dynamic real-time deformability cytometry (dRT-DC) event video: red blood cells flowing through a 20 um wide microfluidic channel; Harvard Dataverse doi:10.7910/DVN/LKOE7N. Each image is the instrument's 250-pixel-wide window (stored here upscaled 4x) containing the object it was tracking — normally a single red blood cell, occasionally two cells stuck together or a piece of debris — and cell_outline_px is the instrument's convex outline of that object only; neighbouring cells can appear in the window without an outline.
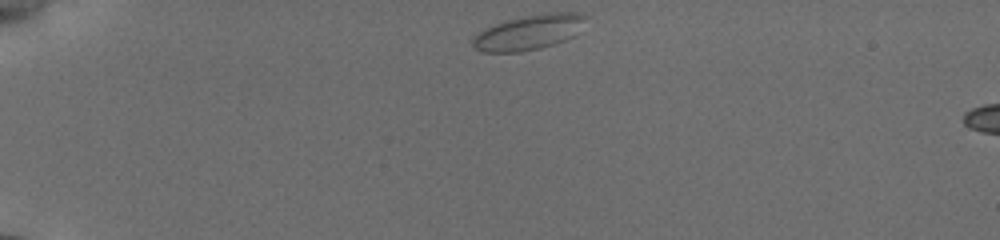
{"species": "common noctule bat (a hibernating species)", "species_latin": "Nyctalus noctula", "temperature_condition": "cold", "stored_images_in_passage": 5, "camera_frame_rate_fps": 3000, "um_per_image_px": 0.085, "animal": {"sex": "female", "body_mass_g": 19.5, "forearm_length_mm": 54.1}, "frame": {"image": 1, "passage_image": 1, "time_ms": 0.0, "image_size_px": [1000, 240], "cell_outline_px": [[580, 16], [560, 40], [552, 44], [540, 48], [520, 52], [484, 52], [476, 48], [472, 44], [472, 40], [480, 32], [504, 20], [524, 16], [556, 12], [568, 12]], "centroid_in_image_um": [44.63, 2.78], "position_along_channel_um": 40.4, "area_um2": 20.75}}